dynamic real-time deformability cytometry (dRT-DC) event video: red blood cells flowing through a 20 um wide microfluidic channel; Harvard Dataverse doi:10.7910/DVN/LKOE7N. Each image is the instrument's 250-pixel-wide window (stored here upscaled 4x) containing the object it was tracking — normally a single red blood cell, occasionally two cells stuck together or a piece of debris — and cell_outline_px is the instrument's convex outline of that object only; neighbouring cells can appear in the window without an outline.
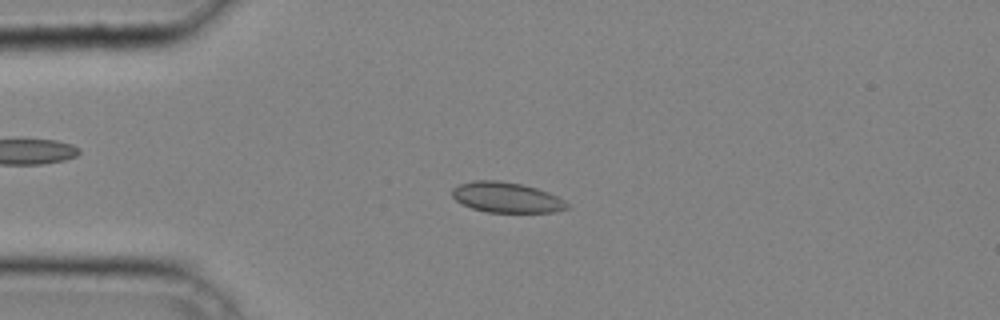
{"species": "common noctule bat (a hibernating species)", "species_latin": "Nyctalus noctula", "temperature_condition": "cold", "stored_images_in_passage": 39, "camera_frame_rate_fps": 3000, "um_per_image_px": 0.085, "animal": {"sex": "male", "body_mass_g": 20.4}, "frame": {"image": 1, "passage_image": 9, "time_ms": 2.667, "image_size_px": [1000, 320], "cell_outline_px": [[568, 208], [556, 212], [488, 212], [472, 208], [460, 204], [452, 196], [452, 188], [460, 184], [472, 180], [500, 180], [520, 184], [536, 188], [548, 192], [564, 200], [568, 204]], "centroid_in_image_um": [43.02, 16.78], "position_along_channel_um": 42.0, "area_um2": 20.35}}
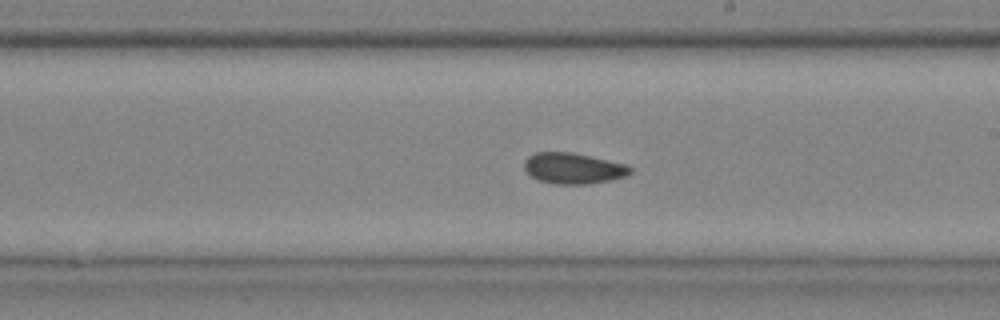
{"frame": {"image": 2, "passage_image": 23, "time_ms": 7.333, "image_size_px": [1000, 320], "cell_outline_px": [[632, 172], [628, 176], [612, 180], [588, 184], [556, 184], [540, 180], [532, 176], [524, 168], [524, 160], [528, 156], [536, 152], [572, 152], [628, 164], [632, 168]], "centroid_in_image_um": [48.78, 14.3], "position_along_channel_um": 240.2, "area_um2": 19.25}}
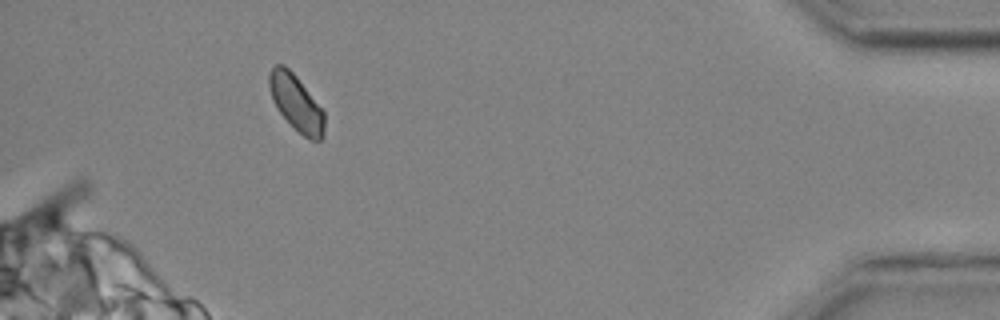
{"frame": {"image": 3, "passage_image": 37, "time_ms": 12.0, "image_size_px": [1000, 320], "cell_outline_px": [[324, 136], [320, 140], [312, 140], [304, 136], [280, 112], [272, 96], [268, 84], [268, 76], [272, 68], [276, 64], [284, 64], [296, 76], [324, 112]], "centroid_in_image_um": [25.18, 8.72], "position_along_channel_um": 410.0, "area_um2": 17.4}}